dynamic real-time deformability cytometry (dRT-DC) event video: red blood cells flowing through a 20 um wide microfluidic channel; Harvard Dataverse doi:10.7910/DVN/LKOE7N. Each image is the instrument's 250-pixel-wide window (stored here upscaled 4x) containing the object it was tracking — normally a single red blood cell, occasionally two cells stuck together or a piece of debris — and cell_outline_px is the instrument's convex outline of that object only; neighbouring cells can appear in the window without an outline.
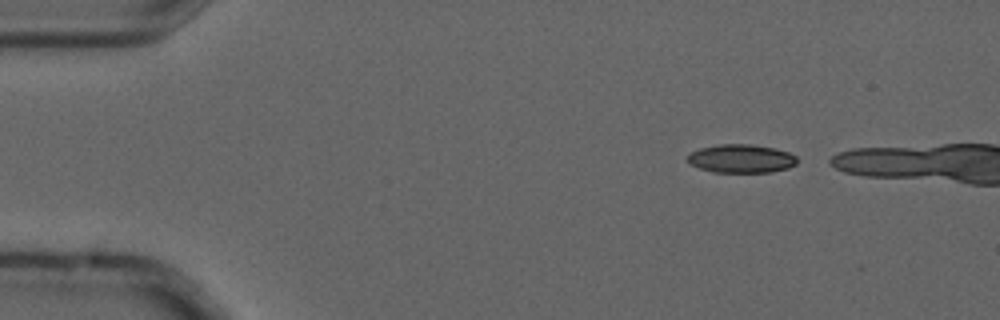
{"species": "common noctule bat (a hibernating species)", "species_latin": "Nyctalus noctula", "temperature_condition": "cold", "stored_images_in_passage": 2, "camera_frame_rate_fps": 3000, "um_per_image_px": 0.085, "animal": {"sex": "male", "forearm_length_mm": 52.5}, "frame": {"image": 1, "passage_image": 1, "time_ms": 0.0, "image_size_px": [1000, 320], "cell_outline_px": [[796, 164], [788, 168], [772, 172], [712, 172], [700, 168], [692, 164], [688, 160], [688, 156], [692, 152], [700, 148], [720, 144], [752, 144], [776, 148], [788, 152], [796, 156]], "centroid_in_image_um": [63.04, 13.48], "position_along_channel_um": 22.0, "area_um2": 18.09}}